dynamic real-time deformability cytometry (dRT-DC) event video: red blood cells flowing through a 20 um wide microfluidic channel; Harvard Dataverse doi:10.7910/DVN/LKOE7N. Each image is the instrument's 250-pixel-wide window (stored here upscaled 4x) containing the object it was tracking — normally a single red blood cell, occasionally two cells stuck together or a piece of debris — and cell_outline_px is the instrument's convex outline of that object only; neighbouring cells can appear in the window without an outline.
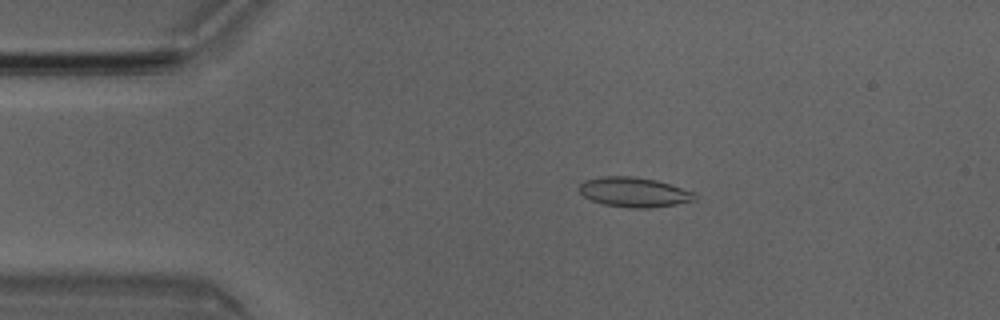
{"species": "Egyptian fruit bat (a non-hibernating species)", "species_latin": "Rousettus aegyptiacus", "temperature_condition": "room temperature", "stored_images_in_passage": 50, "camera_frame_rate_fps": 3000, "um_per_image_px": 0.085, "animal": {"sex": "male"}, "frame": {"image": 1, "passage_image": 9, "time_ms": 2.667, "image_size_px": [1000, 320], "cell_outline_px": [[696, 200], [676, 204], [648, 208], [628, 208], [604, 204], [592, 200], [584, 196], [576, 188], [584, 180], [604, 176], [632, 176], [656, 180], [696, 192]], "centroid_in_image_um": [53.89, 16.33], "position_along_channel_um": 31.1, "area_um2": 20.11}}
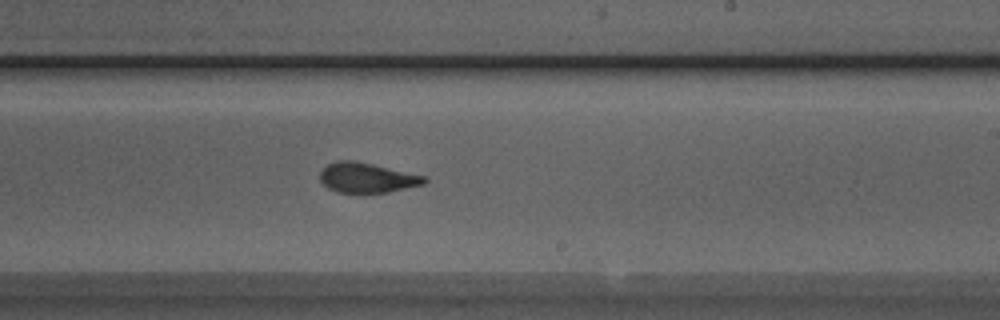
{"frame": {"image": 2, "passage_image": 29, "time_ms": 9.333, "image_size_px": [1000, 320], "cell_outline_px": [[428, 180], [424, 184], [388, 192], [336, 192], [328, 188], [320, 180], [320, 172], [328, 164], [336, 160], [356, 160], [424, 176]], "centroid_in_image_um": [31.17, 15.09], "position_along_channel_um": 257.8, "area_um2": 18.03}}
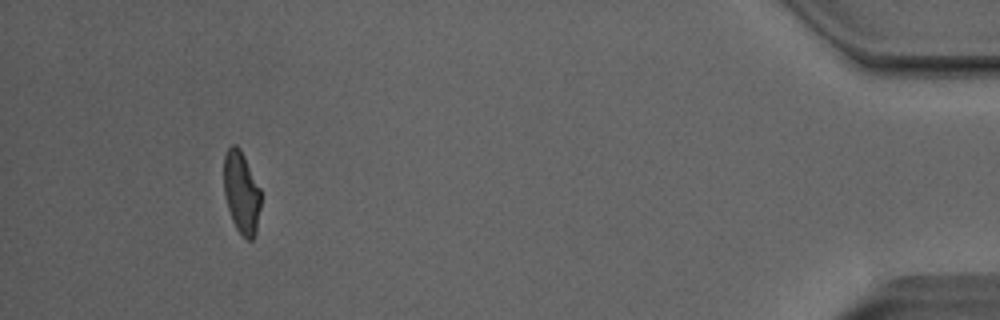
{"frame": {"image": 3, "passage_image": 46, "time_ms": 15.0, "image_size_px": [1000, 320], "cell_outline_px": [[260, 208], [256, 232], [252, 240], [248, 240], [236, 228], [232, 220], [224, 196], [224, 156], [228, 148], [232, 144], [236, 144], [240, 148], [260, 188]], "centroid_in_image_um": [20.51, 16.34], "position_along_channel_um": 414.7, "area_um2": 17.63}, "authors_computed_cell_mechanics": {"area_um2": 18.8428, "velocity_mm_per_s": 4.0593, "shape_relaxation_time_tau1_ms": 4.2744, "shape_relaxation_time_tau2_ms": 0.5449, "deformation_change_tau1": 0.1787, "deformation_change_tau2": 0.0705}}